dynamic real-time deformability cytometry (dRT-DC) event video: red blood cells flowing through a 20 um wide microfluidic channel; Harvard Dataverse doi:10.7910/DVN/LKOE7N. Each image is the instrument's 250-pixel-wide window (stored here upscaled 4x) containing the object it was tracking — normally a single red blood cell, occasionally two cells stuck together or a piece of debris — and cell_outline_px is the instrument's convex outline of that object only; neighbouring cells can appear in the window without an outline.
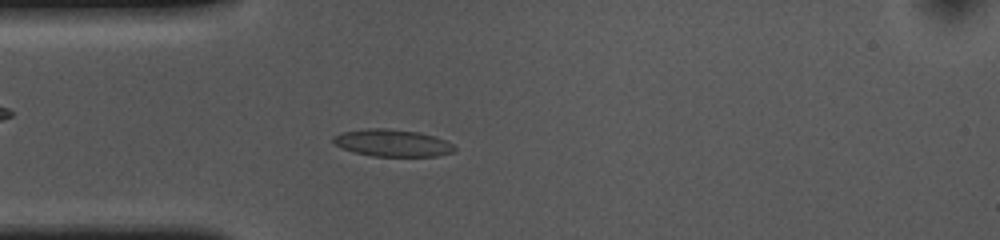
{"species": "common noctule bat (a hibernating species)", "species_latin": "Nyctalus noctula", "temperature_condition": "cold", "stored_images_in_passage": 47, "camera_frame_rate_fps": 3000, "um_per_image_px": 0.085, "animal": {"sex": "female", "body_mass_g": 10.0, "forearm_length_mm": 53.1}, "frame": {"image": 1, "passage_image": 7, "time_ms": 2.0, "image_size_px": [1000, 240], "cell_outline_px": [[456, 148], [452, 152], [436, 156], [372, 156], [356, 152], [344, 148], [336, 144], [332, 140], [332, 136], [340, 132], [372, 128], [388, 128], [420, 132], [444, 140], [452, 144]], "centroid_in_image_um": [33.34, 12.14], "position_along_channel_um": 51.7, "area_um2": 18.96}}
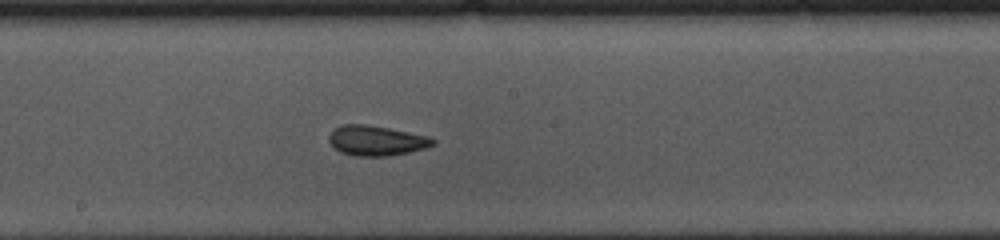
{"frame": {"image": 2, "passage_image": 21, "time_ms": 6.667, "image_size_px": [1000, 240], "cell_outline_px": [[436, 144], [424, 148], [408, 152], [388, 156], [356, 156], [340, 152], [328, 140], [328, 136], [332, 128], [340, 124], [368, 124], [428, 136], [436, 140]], "centroid_in_image_um": [31.95, 11.94], "position_along_channel_um": 216.2, "area_um2": 18.26}}
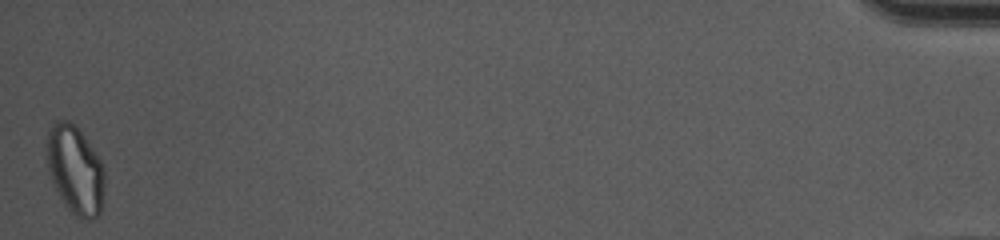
{"frame": {"image": 3, "passage_image": 47, "time_ms": 15.333, "image_size_px": [1000, 240], "cell_outline_px": [[104, 188], [100, 212], [92, 220], [84, 220], [76, 216], [64, 204], [48, 172], [44, 148], [48, 128], [56, 120], [68, 120], [84, 136], [100, 160], [104, 168]], "centroid_in_image_um": [6.35, 14.42], "position_along_channel_um": 428.9, "area_um2": 29.94}, "authors_computed_cell_mechanics": {"area_um2": 18.9584, "velocity_mm_per_s": 3.6141, "shape_relaxation_time_tau1_ms": 7.2499, "shape_relaxation_time_tau2_ms": 2.186, "deformation_change_tau1": 0.165, "deformation_change_tau2": 0.0815}}